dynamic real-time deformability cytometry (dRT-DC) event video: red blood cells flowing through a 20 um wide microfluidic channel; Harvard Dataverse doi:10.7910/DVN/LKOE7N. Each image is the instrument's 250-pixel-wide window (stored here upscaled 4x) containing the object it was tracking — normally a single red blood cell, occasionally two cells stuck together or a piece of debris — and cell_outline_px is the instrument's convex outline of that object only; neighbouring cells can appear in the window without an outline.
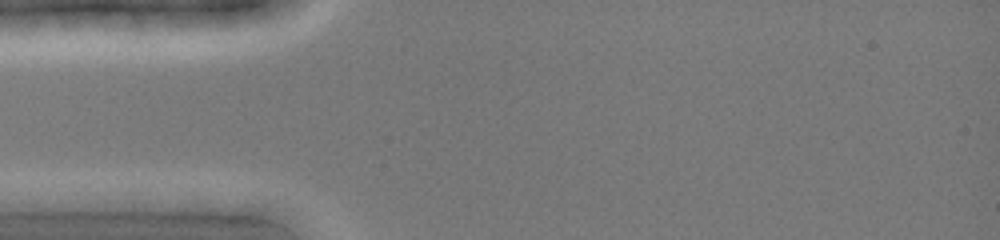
{"species": "common noctule bat (a hibernating species)", "species_latin": "Nyctalus noctula", "temperature_condition": "cold", "stored_images_in_passage": 1, "camera_frame_rate_fps": 3000, "um_per_image_px": 0.085, "animal": {"sex": "female", "body_mass_g": 19.0, "forearm_length_mm": 51.5}, "frame": {"image": 1, "passage_image": 1, "time_ms": 0.0, "image_size_px": [1000, 240], "cell_outline_px": [[168, 200], [76, 212], [52, 200], [76, 192], [156, 192]], "centroid_in_image_um": [9.02, 16.99], "position_along_channel_um": 76.0, "area_um2": 10.69}}